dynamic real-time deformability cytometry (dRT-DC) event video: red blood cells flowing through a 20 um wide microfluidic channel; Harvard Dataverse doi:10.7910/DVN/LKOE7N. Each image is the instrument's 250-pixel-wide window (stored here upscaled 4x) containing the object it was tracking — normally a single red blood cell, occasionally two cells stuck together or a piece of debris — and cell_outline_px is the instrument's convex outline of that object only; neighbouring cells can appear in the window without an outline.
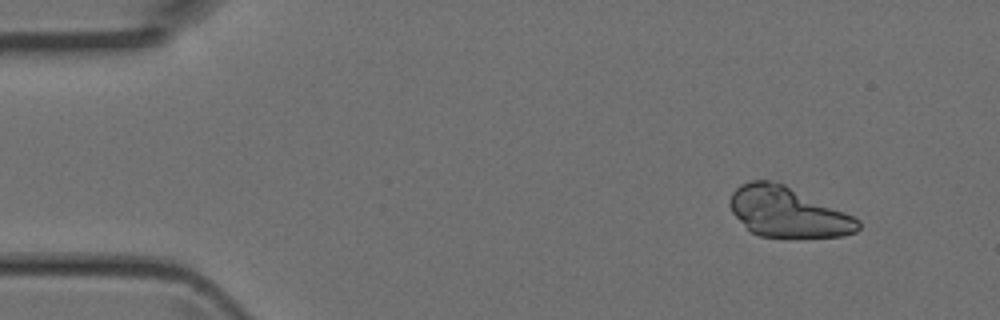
{"species": "Egyptian fruit bat (a non-hibernating species)", "species_latin": "Rousettus aegyptiacus", "temperature_condition": "room temperature", "stored_images_in_passage": 3, "camera_frame_rate_fps": 3000, "um_per_image_px": 0.085, "animal": {"sex": "female"}, "frame": {"image": 1, "passage_image": 1, "time_ms": 0.0, "image_size_px": [1000, 320], "cell_outline_px": [[860, 228], [856, 232], [840, 236], [760, 236], [752, 232], [732, 212], [728, 204], [732, 192], [740, 184], [752, 180], [768, 180], [784, 184], [844, 212], [860, 220]], "centroid_in_image_um": [66.92, 18.01], "position_along_channel_um": 18.1, "area_um2": 36.7}}